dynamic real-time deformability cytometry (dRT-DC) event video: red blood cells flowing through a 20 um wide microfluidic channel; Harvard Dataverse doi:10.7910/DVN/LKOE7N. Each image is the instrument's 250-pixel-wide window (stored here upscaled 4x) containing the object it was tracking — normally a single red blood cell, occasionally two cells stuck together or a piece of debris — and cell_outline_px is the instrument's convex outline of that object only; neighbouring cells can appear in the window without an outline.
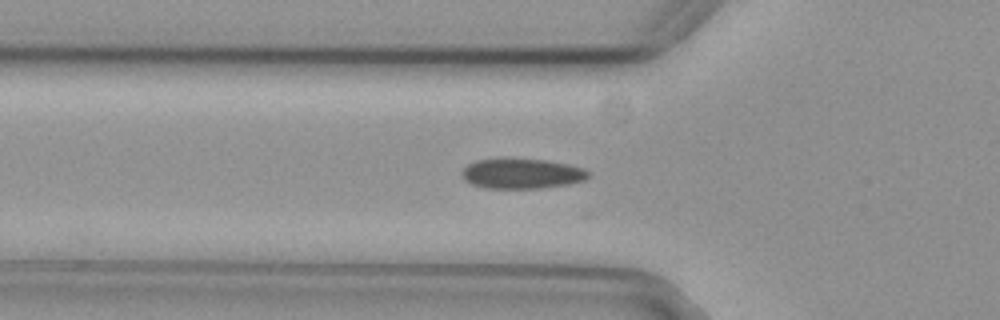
{"species": "common noctule bat (a hibernating species)", "species_latin": "Nyctalus noctula", "temperature_condition": "cold", "stored_images_in_passage": 29, "camera_frame_rate_fps": 3000, "um_per_image_px": 0.085, "animal": {"sex": "female", "body_mass_g": 29.2, "forearm_length_mm": 56.3}, "frame": {"image": 1, "passage_image": 3, "time_ms": 0.667, "image_size_px": [1000, 320], "cell_outline_px": [[588, 176], [584, 180], [568, 184], [540, 188], [484, 188], [472, 184], [464, 180], [460, 172], [468, 164], [476, 160], [500, 156], [544, 160], [568, 164], [584, 168], [588, 172]], "centroid_in_image_um": [44.28, 14.72], "position_along_channel_um": 81.5, "area_um2": 22.72}}
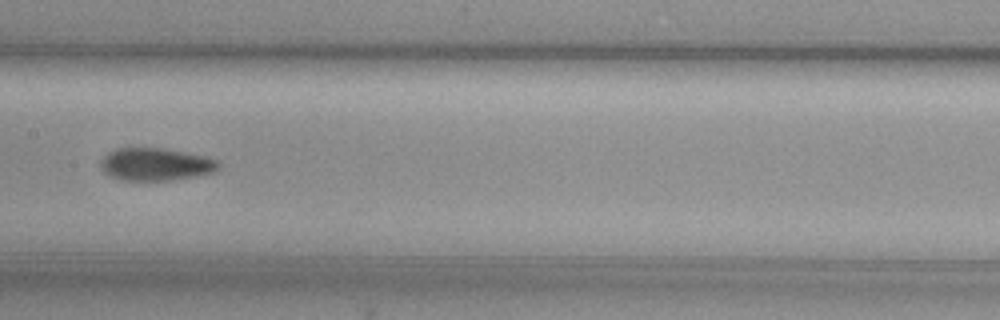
{"frame": {"image": 2, "passage_image": 12, "time_ms": 3.667, "image_size_px": [1000, 320], "cell_outline_px": [[220, 168], [216, 172], [196, 176], [172, 180], [120, 180], [108, 176], [100, 168], [100, 160], [108, 152], [116, 148], [164, 148], [208, 156], [216, 160], [220, 164]], "centroid_in_image_um": [13.24, 13.96], "position_along_channel_um": 194.2, "area_um2": 22.77}}
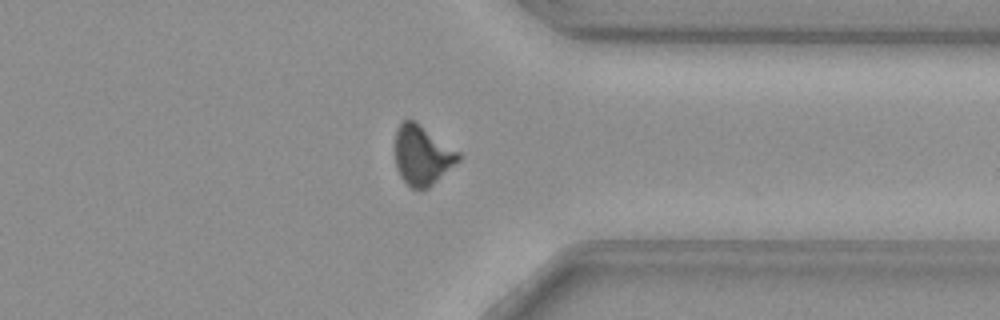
{"frame": {"image": 3, "passage_image": 27, "time_ms": 8.667, "image_size_px": [1000, 320], "cell_outline_px": [[460, 160], [428, 188], [412, 188], [400, 176], [396, 168], [396, 132], [400, 124], [404, 120], [412, 120], [420, 124], [460, 152]], "centroid_in_image_um": [35.9, 13.19], "position_along_channel_um": 375.5, "area_um2": 21.62}, "authors_computed_cell_mechanics": {"area_um2": 22.4264, "velocity_mm_per_s": 3.7343, "shape_relaxation_time_tau1_ms": 10.8887, "shape_relaxation_time_tau2_ms": 6.3972, "deformation_change_tau1": 0.1825, "deformation_change_tau2": 0.063}}